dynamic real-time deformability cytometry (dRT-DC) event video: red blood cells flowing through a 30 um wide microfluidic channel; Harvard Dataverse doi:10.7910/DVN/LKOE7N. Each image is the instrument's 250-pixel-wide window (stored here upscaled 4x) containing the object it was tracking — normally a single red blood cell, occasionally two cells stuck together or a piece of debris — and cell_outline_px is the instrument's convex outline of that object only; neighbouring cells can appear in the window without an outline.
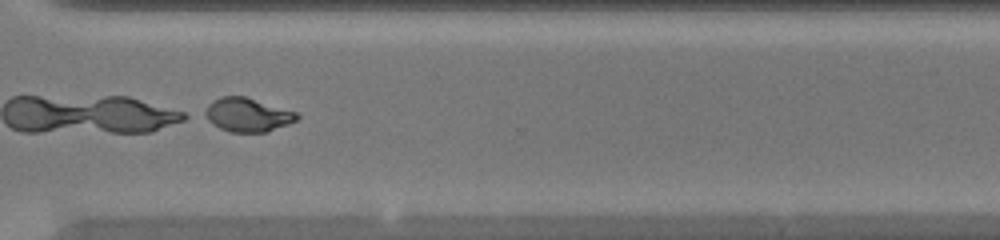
{"species": "common noctule bat (a hibernating species)", "species_latin": "Nyctalus noctula", "temperature_condition": "warm", "stored_images_in_passage": 48, "camera_frame_rate_fps": 3000, "um_per_image_px": 0.085, "animal": {"sex": "female", "body_mass_g": 20.0, "forearm_length_mm": 54.0}, "frame": {"image": 1, "passage_image": 37, "time_ms": 12.0, "image_size_px": [1000, 240], "cell_outline_px": [[300, 116], [296, 120], [288, 124], [268, 132], [232, 132], [220, 128], [200, 116], [200, 112], [212, 100], [220, 96], [244, 96], [296, 112]], "centroid_in_image_um": [20.95, 9.75], "position_along_channel_um": 349.7, "area_um2": 18.32}}